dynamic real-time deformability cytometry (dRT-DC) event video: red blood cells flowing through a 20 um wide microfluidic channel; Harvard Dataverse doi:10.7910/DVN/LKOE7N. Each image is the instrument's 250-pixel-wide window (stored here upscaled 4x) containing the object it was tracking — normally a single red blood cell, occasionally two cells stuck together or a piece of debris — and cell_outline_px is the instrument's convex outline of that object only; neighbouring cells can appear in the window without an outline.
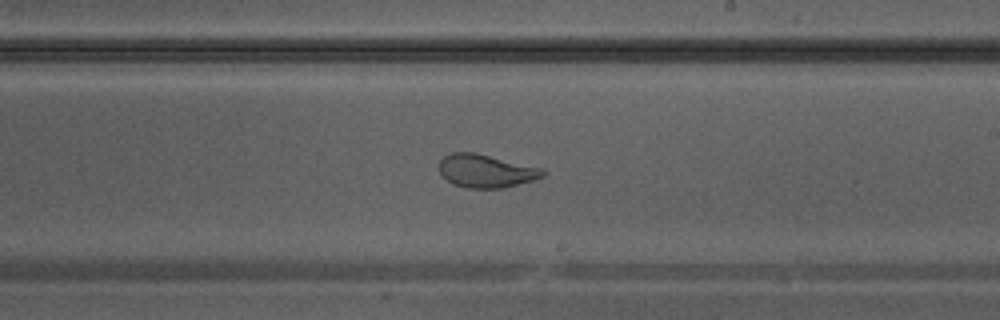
{"species": "Egyptian fruit bat (a non-hibernating species)", "species_latin": "Rousettus aegyptiacus", "temperature_condition": "warm", "stored_images_in_passage": 39, "camera_frame_rate_fps": 3000, "um_per_image_px": 0.085, "animal": {"sex": "male"}, "frame": {"image": 1, "passage_image": 23, "time_ms": 7.333, "image_size_px": [1000, 320], "cell_outline_px": [[548, 172], [544, 176], [532, 180], [504, 188], [468, 188], [452, 184], [436, 168], [440, 160], [444, 156], [452, 152], [472, 152], [540, 168]], "centroid_in_image_um": [41.26, 14.54], "position_along_channel_um": 247.7, "area_um2": 19.83}}